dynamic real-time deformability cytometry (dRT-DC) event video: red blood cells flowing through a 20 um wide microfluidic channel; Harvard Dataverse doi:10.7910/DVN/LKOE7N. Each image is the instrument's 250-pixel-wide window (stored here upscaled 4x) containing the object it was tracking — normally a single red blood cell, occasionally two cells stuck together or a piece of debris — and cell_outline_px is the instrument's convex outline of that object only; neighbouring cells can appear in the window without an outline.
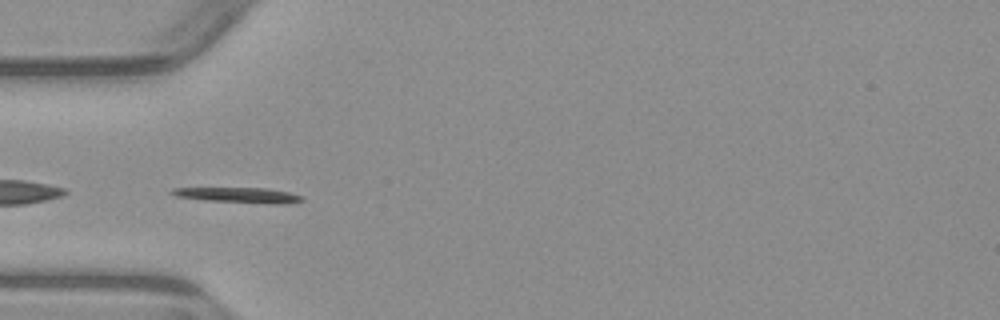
{"species": "common noctule bat (a hibernating species)", "species_latin": "Nyctalus noctula", "temperature_condition": "warm", "stored_images_in_passage": 7, "camera_frame_rate_fps": 3000, "um_per_image_px": 0.085, "animal": {"sex": "male", "body_mass_g": 23.1, "forearm_length_mm": 52.7}, "frame": {"image": 1, "passage_image": 5, "time_ms": 5.0, "image_size_px": [1000, 320], "cell_outline_px": [[304, 200], [284, 204], [272, 204], [204, 200], [176, 196], [168, 192], [172, 188], [268, 188], [288, 192], [304, 196]], "centroid_in_image_um": [20.31, 16.58], "position_along_channel_um": 64.7, "area_um2": 11.62}}
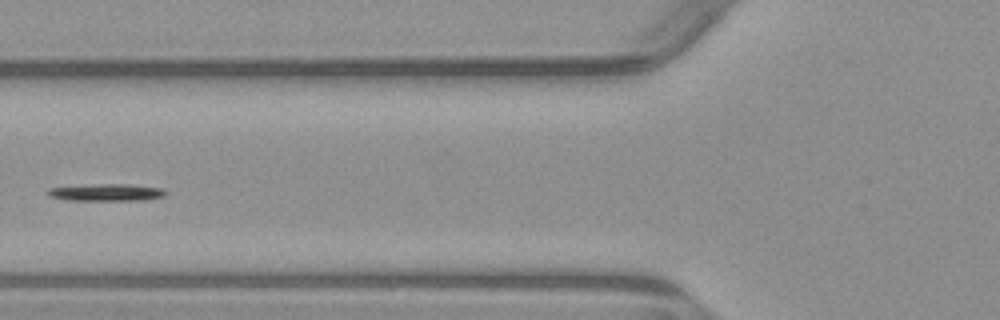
{"frame": {"image": 2, "passage_image": 6, "time_ms": 6.333, "image_size_px": [1000, 320], "cell_outline_px": [[168, 192], [164, 196], [144, 200], [68, 200], [48, 196], [44, 192], [48, 188], [104, 184], [132, 184], [164, 188]], "centroid_in_image_um": [9.08, 16.35], "position_along_channel_um": 116.7, "area_um2": 11.79}}